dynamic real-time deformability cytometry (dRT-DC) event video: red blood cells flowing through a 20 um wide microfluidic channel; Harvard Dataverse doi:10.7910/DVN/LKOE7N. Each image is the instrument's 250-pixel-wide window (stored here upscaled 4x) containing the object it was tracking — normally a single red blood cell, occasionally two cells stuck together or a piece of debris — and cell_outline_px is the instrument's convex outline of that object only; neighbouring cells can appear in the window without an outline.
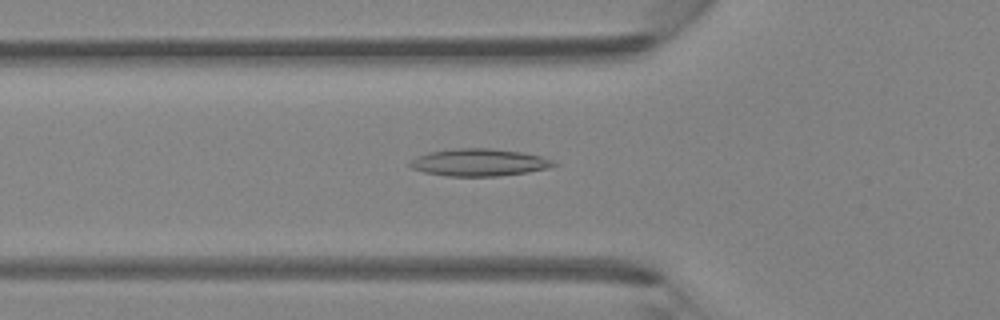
{"species": "Egyptian fruit bat (a non-hibernating species)", "species_latin": "Rousettus aegyptiacus", "temperature_condition": "room temperature", "stored_images_in_passage": 45, "camera_frame_rate_fps": 3000, "um_per_image_px": 0.085, "animal": {"sex": "female"}, "frame": {"image": 1, "passage_image": 15, "time_ms": 4.667, "image_size_px": [1000, 320], "cell_outline_px": [[560, 164], [548, 168], [528, 172], [500, 176], [448, 176], [424, 172], [412, 168], [408, 164], [416, 156], [428, 152], [456, 148], [488, 148], [520, 152], [540, 156], [552, 160]], "centroid_in_image_um": [40.72, 13.81], "position_along_channel_um": 85.1, "area_um2": 22.83}}
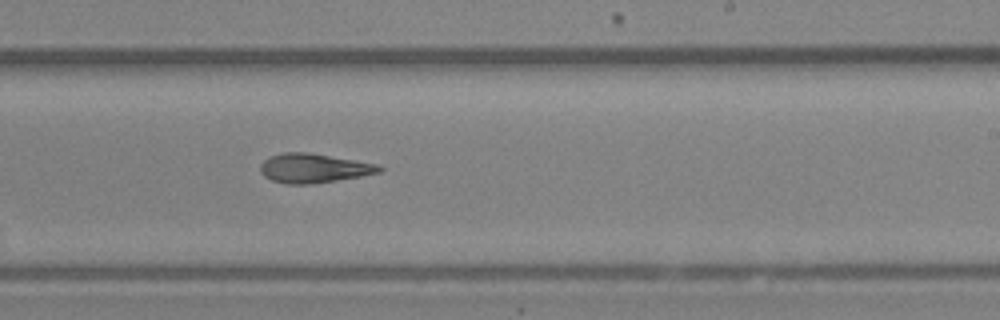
{"frame": {"image": 2, "passage_image": 27, "time_ms": 8.667, "image_size_px": [1000, 320], "cell_outline_px": [[384, 168], [380, 172], [360, 176], [312, 184], [288, 184], [272, 180], [264, 176], [260, 172], [260, 164], [268, 156], [280, 152], [308, 152], [380, 164]], "centroid_in_image_um": [26.65, 14.28], "position_along_channel_um": 262.4, "area_um2": 20.4}}
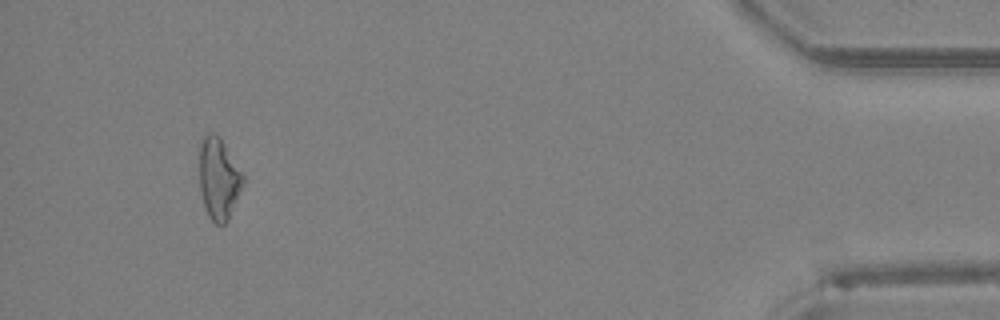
{"frame": {"image": 3, "passage_image": 42, "time_ms": 13.667, "image_size_px": [1000, 320], "cell_outline_px": [[244, 184], [228, 220], [224, 224], [216, 224], [208, 216], [204, 208], [200, 192], [200, 144], [204, 136], [208, 132], [212, 132], [220, 136], [244, 172]], "centroid_in_image_um": [18.61, 15.17], "position_along_channel_um": 416.6, "area_um2": 21.15}}